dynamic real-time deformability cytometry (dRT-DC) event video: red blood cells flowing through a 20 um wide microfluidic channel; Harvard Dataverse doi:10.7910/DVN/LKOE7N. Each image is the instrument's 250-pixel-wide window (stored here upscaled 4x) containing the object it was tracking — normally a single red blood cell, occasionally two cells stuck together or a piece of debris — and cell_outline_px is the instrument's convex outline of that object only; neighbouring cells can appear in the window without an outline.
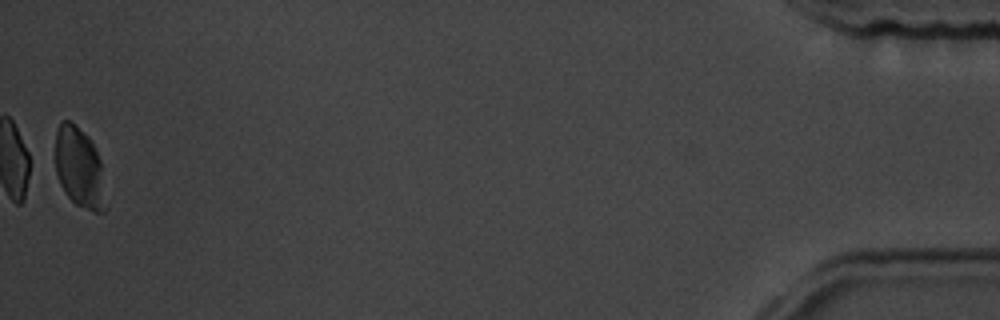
{"species": "common noctule bat (a hibernating species)", "species_latin": "Nyctalus noctula", "temperature_condition": "room temperature", "stored_images_in_passage": 55, "camera_frame_rate_fps": 3000, "um_per_image_px": 0.085, "animal": {"sex": "male", "body_mass_g": 19.5, "forearm_length_mm": 54.6}, "frame": {"image": 1, "passage_image": 55, "time_ms": 18.0, "image_size_px": [1000, 320], "cell_outline_px": [[108, 208], [104, 212], [92, 212], [76, 204], [64, 192], [60, 184], [56, 172], [56, 128], [60, 120], [68, 120], [88, 136], [100, 160]], "centroid_in_image_um": [6.76, 14.3], "position_along_channel_um": 428.4, "area_um2": 23.76}}